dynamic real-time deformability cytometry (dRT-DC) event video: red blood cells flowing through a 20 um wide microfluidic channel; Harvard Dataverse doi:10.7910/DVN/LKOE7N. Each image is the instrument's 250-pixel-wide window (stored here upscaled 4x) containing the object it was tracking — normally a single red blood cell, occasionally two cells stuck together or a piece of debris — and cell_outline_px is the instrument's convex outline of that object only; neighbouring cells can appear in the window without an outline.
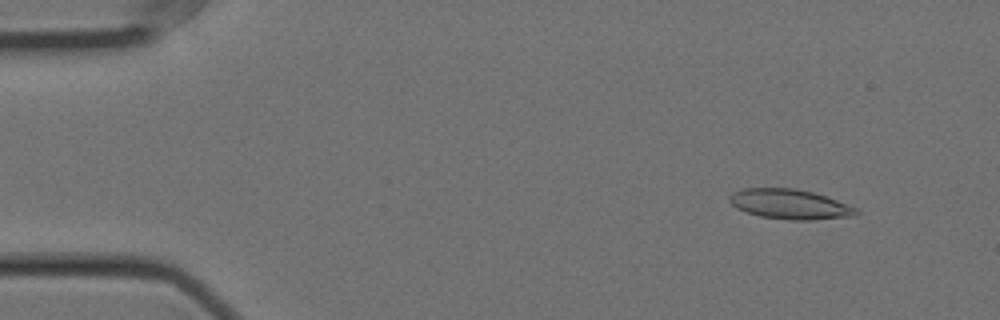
{"species": "Egyptian fruit bat (a non-hibernating species)", "species_latin": "Rousettus aegyptiacus", "temperature_condition": "cold", "stored_images_in_passage": 56, "camera_frame_rate_fps": 3000, "um_per_image_px": 0.085, "animal": {"sex": "female"}, "frame": {"image": 1, "passage_image": 5, "time_ms": 1.333, "image_size_px": [1000, 320], "cell_outline_px": [[860, 212], [856, 216], [812, 220], [788, 220], [760, 216], [744, 212], [736, 208], [728, 200], [728, 196], [732, 192], [744, 188], [796, 188], [828, 196], [856, 208]], "centroid_in_image_um": [67.13, 17.36], "position_along_channel_um": 17.9, "area_um2": 22.37}}
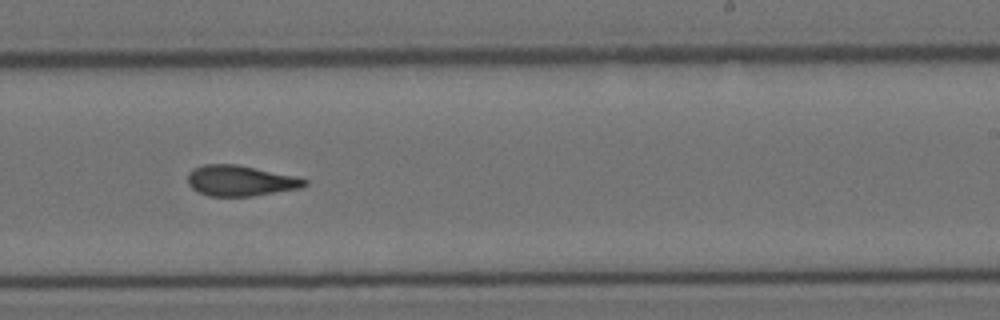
{"frame": {"image": 2, "passage_image": 34, "time_ms": 11.0, "image_size_px": [1000, 320], "cell_outline_px": [[308, 184], [300, 188], [252, 196], [208, 196], [192, 188], [188, 184], [188, 172], [192, 168], [204, 164], [236, 164], [296, 176], [308, 180]], "centroid_in_image_um": [20.42, 15.35], "position_along_channel_um": 268.6, "area_um2": 20.87}}
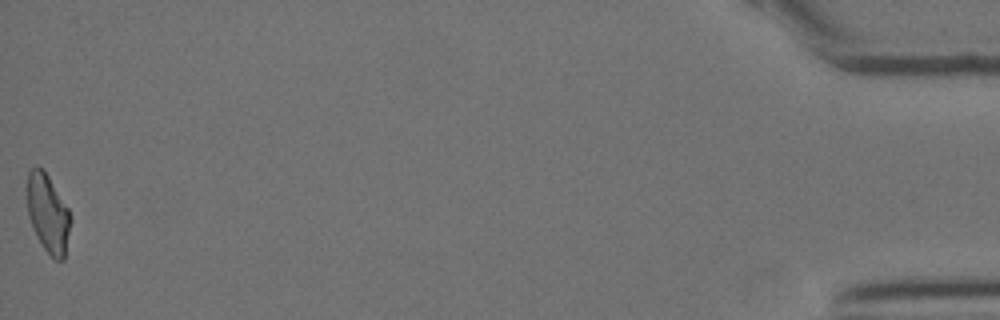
{"frame": {"image": 3, "passage_image": 56, "time_ms": 18.333, "image_size_px": [1000, 320], "cell_outline_px": [[72, 220], [64, 260], [56, 260], [44, 248], [36, 236], [32, 228], [28, 216], [28, 172], [36, 164], [44, 168], [68, 208]], "centroid_in_image_um": [4.09, 18.13], "position_along_channel_um": 431.1, "area_um2": 19.94}, "authors_computed_cell_mechanics": {"area_um2": 21.2704, "velocity_mm_per_s": 3.5684, "shape_relaxation_time_tau1_ms": null, "shape_relaxation_time_tau2_ms": 4.1551, "deformation_change_tau1": null, "deformation_change_tau2": 0.1172}}